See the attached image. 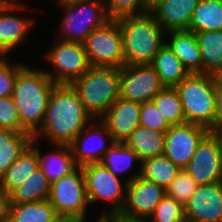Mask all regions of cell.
I'll list each match as a JSON object with an SVG mask.
<instances>
[{
	"label": "cell",
	"instance_id": "1",
	"mask_svg": "<svg viewBox=\"0 0 222 222\" xmlns=\"http://www.w3.org/2000/svg\"><path fill=\"white\" fill-rule=\"evenodd\" d=\"M93 119L70 84H56L48 99L43 124L33 138L48 144L70 145Z\"/></svg>",
	"mask_w": 222,
	"mask_h": 222
},
{
	"label": "cell",
	"instance_id": "2",
	"mask_svg": "<svg viewBox=\"0 0 222 222\" xmlns=\"http://www.w3.org/2000/svg\"><path fill=\"white\" fill-rule=\"evenodd\" d=\"M25 59L26 64L17 73L12 98L18 110L21 132L34 135L43 124L48 99L56 83L36 65L37 62L29 64L27 55Z\"/></svg>",
	"mask_w": 222,
	"mask_h": 222
},
{
	"label": "cell",
	"instance_id": "3",
	"mask_svg": "<svg viewBox=\"0 0 222 222\" xmlns=\"http://www.w3.org/2000/svg\"><path fill=\"white\" fill-rule=\"evenodd\" d=\"M123 39L124 65L152 64L166 44V31L148 11L116 18Z\"/></svg>",
	"mask_w": 222,
	"mask_h": 222
},
{
	"label": "cell",
	"instance_id": "4",
	"mask_svg": "<svg viewBox=\"0 0 222 222\" xmlns=\"http://www.w3.org/2000/svg\"><path fill=\"white\" fill-rule=\"evenodd\" d=\"M216 78L204 73L188 74L175 89L181 100L186 123L211 131L216 116Z\"/></svg>",
	"mask_w": 222,
	"mask_h": 222
},
{
	"label": "cell",
	"instance_id": "5",
	"mask_svg": "<svg viewBox=\"0 0 222 222\" xmlns=\"http://www.w3.org/2000/svg\"><path fill=\"white\" fill-rule=\"evenodd\" d=\"M120 79L121 68L91 66L70 85L93 118L100 119L120 97Z\"/></svg>",
	"mask_w": 222,
	"mask_h": 222
},
{
	"label": "cell",
	"instance_id": "6",
	"mask_svg": "<svg viewBox=\"0 0 222 222\" xmlns=\"http://www.w3.org/2000/svg\"><path fill=\"white\" fill-rule=\"evenodd\" d=\"M29 2L31 3L30 0H14L0 3V52L5 57H22L24 47H29L27 44L31 38L29 33L34 34L36 31L34 29H38L36 24L41 22L38 20L40 14L33 16L31 11L37 13L39 7L36 8Z\"/></svg>",
	"mask_w": 222,
	"mask_h": 222
},
{
	"label": "cell",
	"instance_id": "7",
	"mask_svg": "<svg viewBox=\"0 0 222 222\" xmlns=\"http://www.w3.org/2000/svg\"><path fill=\"white\" fill-rule=\"evenodd\" d=\"M61 10L60 22L53 26L55 38L83 43L94 29L110 20L103 1H81L74 3L49 0ZM56 3V4H55ZM63 15V16H62Z\"/></svg>",
	"mask_w": 222,
	"mask_h": 222
},
{
	"label": "cell",
	"instance_id": "8",
	"mask_svg": "<svg viewBox=\"0 0 222 222\" xmlns=\"http://www.w3.org/2000/svg\"><path fill=\"white\" fill-rule=\"evenodd\" d=\"M82 170L93 214L119 215L126 200L127 182L101 163L86 164Z\"/></svg>",
	"mask_w": 222,
	"mask_h": 222
},
{
	"label": "cell",
	"instance_id": "9",
	"mask_svg": "<svg viewBox=\"0 0 222 222\" xmlns=\"http://www.w3.org/2000/svg\"><path fill=\"white\" fill-rule=\"evenodd\" d=\"M37 61L56 84H71L91 67L83 43L53 38ZM46 50V51H45ZM45 65V66H44ZM48 69V70H47Z\"/></svg>",
	"mask_w": 222,
	"mask_h": 222
},
{
	"label": "cell",
	"instance_id": "10",
	"mask_svg": "<svg viewBox=\"0 0 222 222\" xmlns=\"http://www.w3.org/2000/svg\"><path fill=\"white\" fill-rule=\"evenodd\" d=\"M48 201L60 218L84 220L94 215L87 197L84 173L79 166L51 183Z\"/></svg>",
	"mask_w": 222,
	"mask_h": 222
},
{
	"label": "cell",
	"instance_id": "11",
	"mask_svg": "<svg viewBox=\"0 0 222 222\" xmlns=\"http://www.w3.org/2000/svg\"><path fill=\"white\" fill-rule=\"evenodd\" d=\"M90 66H124L123 39L116 19L108 20L102 27L94 29L83 42Z\"/></svg>",
	"mask_w": 222,
	"mask_h": 222
},
{
	"label": "cell",
	"instance_id": "12",
	"mask_svg": "<svg viewBox=\"0 0 222 222\" xmlns=\"http://www.w3.org/2000/svg\"><path fill=\"white\" fill-rule=\"evenodd\" d=\"M115 143L106 125L94 118L72 141L70 148L77 166L100 163Z\"/></svg>",
	"mask_w": 222,
	"mask_h": 222
},
{
	"label": "cell",
	"instance_id": "13",
	"mask_svg": "<svg viewBox=\"0 0 222 222\" xmlns=\"http://www.w3.org/2000/svg\"><path fill=\"white\" fill-rule=\"evenodd\" d=\"M184 169L199 185L222 181V153L213 132L209 131L203 137Z\"/></svg>",
	"mask_w": 222,
	"mask_h": 222
},
{
	"label": "cell",
	"instance_id": "14",
	"mask_svg": "<svg viewBox=\"0 0 222 222\" xmlns=\"http://www.w3.org/2000/svg\"><path fill=\"white\" fill-rule=\"evenodd\" d=\"M165 194L163 187L139 175L127 183L126 200L119 216L122 219H148Z\"/></svg>",
	"mask_w": 222,
	"mask_h": 222
},
{
	"label": "cell",
	"instance_id": "15",
	"mask_svg": "<svg viewBox=\"0 0 222 222\" xmlns=\"http://www.w3.org/2000/svg\"><path fill=\"white\" fill-rule=\"evenodd\" d=\"M163 87L151 64L124 65L121 68V98L139 103L149 102Z\"/></svg>",
	"mask_w": 222,
	"mask_h": 222
},
{
	"label": "cell",
	"instance_id": "16",
	"mask_svg": "<svg viewBox=\"0 0 222 222\" xmlns=\"http://www.w3.org/2000/svg\"><path fill=\"white\" fill-rule=\"evenodd\" d=\"M208 132L207 128L191 123L170 126L165 132L163 154L180 169H184Z\"/></svg>",
	"mask_w": 222,
	"mask_h": 222
},
{
	"label": "cell",
	"instance_id": "17",
	"mask_svg": "<svg viewBox=\"0 0 222 222\" xmlns=\"http://www.w3.org/2000/svg\"><path fill=\"white\" fill-rule=\"evenodd\" d=\"M184 208L187 221L222 222V181L198 185Z\"/></svg>",
	"mask_w": 222,
	"mask_h": 222
},
{
	"label": "cell",
	"instance_id": "18",
	"mask_svg": "<svg viewBox=\"0 0 222 222\" xmlns=\"http://www.w3.org/2000/svg\"><path fill=\"white\" fill-rule=\"evenodd\" d=\"M141 103L118 97L100 118L115 142L124 143L140 126Z\"/></svg>",
	"mask_w": 222,
	"mask_h": 222
},
{
	"label": "cell",
	"instance_id": "19",
	"mask_svg": "<svg viewBox=\"0 0 222 222\" xmlns=\"http://www.w3.org/2000/svg\"><path fill=\"white\" fill-rule=\"evenodd\" d=\"M42 143V141L33 138L30 146L37 153L39 160L38 168L50 183L68 175L78 167L75 163L70 145L51 143H44L45 145H42ZM46 145L50 148H47ZM43 146L48 149L46 152Z\"/></svg>",
	"mask_w": 222,
	"mask_h": 222
},
{
	"label": "cell",
	"instance_id": "20",
	"mask_svg": "<svg viewBox=\"0 0 222 222\" xmlns=\"http://www.w3.org/2000/svg\"><path fill=\"white\" fill-rule=\"evenodd\" d=\"M200 0H156L149 12L166 31L188 30L191 16Z\"/></svg>",
	"mask_w": 222,
	"mask_h": 222
},
{
	"label": "cell",
	"instance_id": "21",
	"mask_svg": "<svg viewBox=\"0 0 222 222\" xmlns=\"http://www.w3.org/2000/svg\"><path fill=\"white\" fill-rule=\"evenodd\" d=\"M166 44L180 59L189 74L202 73L201 51L194 32L190 30L168 31Z\"/></svg>",
	"mask_w": 222,
	"mask_h": 222
},
{
	"label": "cell",
	"instance_id": "22",
	"mask_svg": "<svg viewBox=\"0 0 222 222\" xmlns=\"http://www.w3.org/2000/svg\"><path fill=\"white\" fill-rule=\"evenodd\" d=\"M100 163L127 183L134 180L141 172V160L125 143L115 142L104 154Z\"/></svg>",
	"mask_w": 222,
	"mask_h": 222
},
{
	"label": "cell",
	"instance_id": "23",
	"mask_svg": "<svg viewBox=\"0 0 222 222\" xmlns=\"http://www.w3.org/2000/svg\"><path fill=\"white\" fill-rule=\"evenodd\" d=\"M201 51L202 73L220 77L222 75V30L195 33Z\"/></svg>",
	"mask_w": 222,
	"mask_h": 222
},
{
	"label": "cell",
	"instance_id": "24",
	"mask_svg": "<svg viewBox=\"0 0 222 222\" xmlns=\"http://www.w3.org/2000/svg\"><path fill=\"white\" fill-rule=\"evenodd\" d=\"M124 143L142 161L149 157L163 155L165 132H158L144 126H138Z\"/></svg>",
	"mask_w": 222,
	"mask_h": 222
},
{
	"label": "cell",
	"instance_id": "25",
	"mask_svg": "<svg viewBox=\"0 0 222 222\" xmlns=\"http://www.w3.org/2000/svg\"><path fill=\"white\" fill-rule=\"evenodd\" d=\"M151 65L164 87H175L189 74L167 44L159 49Z\"/></svg>",
	"mask_w": 222,
	"mask_h": 222
},
{
	"label": "cell",
	"instance_id": "26",
	"mask_svg": "<svg viewBox=\"0 0 222 222\" xmlns=\"http://www.w3.org/2000/svg\"><path fill=\"white\" fill-rule=\"evenodd\" d=\"M33 135L0 128V178L30 146Z\"/></svg>",
	"mask_w": 222,
	"mask_h": 222
},
{
	"label": "cell",
	"instance_id": "27",
	"mask_svg": "<svg viewBox=\"0 0 222 222\" xmlns=\"http://www.w3.org/2000/svg\"><path fill=\"white\" fill-rule=\"evenodd\" d=\"M39 167L36 151L29 146L0 178V186L8 193L22 183Z\"/></svg>",
	"mask_w": 222,
	"mask_h": 222
},
{
	"label": "cell",
	"instance_id": "28",
	"mask_svg": "<svg viewBox=\"0 0 222 222\" xmlns=\"http://www.w3.org/2000/svg\"><path fill=\"white\" fill-rule=\"evenodd\" d=\"M188 30L194 33L222 30V0H200Z\"/></svg>",
	"mask_w": 222,
	"mask_h": 222
},
{
	"label": "cell",
	"instance_id": "29",
	"mask_svg": "<svg viewBox=\"0 0 222 222\" xmlns=\"http://www.w3.org/2000/svg\"><path fill=\"white\" fill-rule=\"evenodd\" d=\"M51 183L37 168L23 183L10 193L11 204L47 200Z\"/></svg>",
	"mask_w": 222,
	"mask_h": 222
},
{
	"label": "cell",
	"instance_id": "30",
	"mask_svg": "<svg viewBox=\"0 0 222 222\" xmlns=\"http://www.w3.org/2000/svg\"><path fill=\"white\" fill-rule=\"evenodd\" d=\"M60 217L47 200L11 204L8 222H57Z\"/></svg>",
	"mask_w": 222,
	"mask_h": 222
},
{
	"label": "cell",
	"instance_id": "31",
	"mask_svg": "<svg viewBox=\"0 0 222 222\" xmlns=\"http://www.w3.org/2000/svg\"><path fill=\"white\" fill-rule=\"evenodd\" d=\"M181 169L167 156L149 157L141 161L140 176L166 189Z\"/></svg>",
	"mask_w": 222,
	"mask_h": 222
},
{
	"label": "cell",
	"instance_id": "32",
	"mask_svg": "<svg viewBox=\"0 0 222 222\" xmlns=\"http://www.w3.org/2000/svg\"><path fill=\"white\" fill-rule=\"evenodd\" d=\"M151 101L170 126L186 123L181 100L175 87H163Z\"/></svg>",
	"mask_w": 222,
	"mask_h": 222
},
{
	"label": "cell",
	"instance_id": "33",
	"mask_svg": "<svg viewBox=\"0 0 222 222\" xmlns=\"http://www.w3.org/2000/svg\"><path fill=\"white\" fill-rule=\"evenodd\" d=\"M148 220L150 222H183L186 220L184 205L165 194Z\"/></svg>",
	"mask_w": 222,
	"mask_h": 222
},
{
	"label": "cell",
	"instance_id": "34",
	"mask_svg": "<svg viewBox=\"0 0 222 222\" xmlns=\"http://www.w3.org/2000/svg\"><path fill=\"white\" fill-rule=\"evenodd\" d=\"M198 185L185 169H181L165 191L166 195L185 205L197 190Z\"/></svg>",
	"mask_w": 222,
	"mask_h": 222
},
{
	"label": "cell",
	"instance_id": "35",
	"mask_svg": "<svg viewBox=\"0 0 222 222\" xmlns=\"http://www.w3.org/2000/svg\"><path fill=\"white\" fill-rule=\"evenodd\" d=\"M17 58L6 57L0 63V97L12 96L17 73L26 64L23 57Z\"/></svg>",
	"mask_w": 222,
	"mask_h": 222
},
{
	"label": "cell",
	"instance_id": "36",
	"mask_svg": "<svg viewBox=\"0 0 222 222\" xmlns=\"http://www.w3.org/2000/svg\"><path fill=\"white\" fill-rule=\"evenodd\" d=\"M110 19L149 11L146 0H103Z\"/></svg>",
	"mask_w": 222,
	"mask_h": 222
},
{
	"label": "cell",
	"instance_id": "37",
	"mask_svg": "<svg viewBox=\"0 0 222 222\" xmlns=\"http://www.w3.org/2000/svg\"><path fill=\"white\" fill-rule=\"evenodd\" d=\"M140 126L158 132H166L170 128V125L152 101L141 103Z\"/></svg>",
	"mask_w": 222,
	"mask_h": 222
},
{
	"label": "cell",
	"instance_id": "38",
	"mask_svg": "<svg viewBox=\"0 0 222 222\" xmlns=\"http://www.w3.org/2000/svg\"><path fill=\"white\" fill-rule=\"evenodd\" d=\"M0 128L21 132V122L12 96L0 97Z\"/></svg>",
	"mask_w": 222,
	"mask_h": 222
},
{
	"label": "cell",
	"instance_id": "39",
	"mask_svg": "<svg viewBox=\"0 0 222 222\" xmlns=\"http://www.w3.org/2000/svg\"><path fill=\"white\" fill-rule=\"evenodd\" d=\"M216 116L213 129H222V81L216 78Z\"/></svg>",
	"mask_w": 222,
	"mask_h": 222
},
{
	"label": "cell",
	"instance_id": "40",
	"mask_svg": "<svg viewBox=\"0 0 222 222\" xmlns=\"http://www.w3.org/2000/svg\"><path fill=\"white\" fill-rule=\"evenodd\" d=\"M10 206V193L0 186V222H8Z\"/></svg>",
	"mask_w": 222,
	"mask_h": 222
},
{
	"label": "cell",
	"instance_id": "41",
	"mask_svg": "<svg viewBox=\"0 0 222 222\" xmlns=\"http://www.w3.org/2000/svg\"><path fill=\"white\" fill-rule=\"evenodd\" d=\"M81 222H122V218L119 215L97 214L96 216L94 214L93 216L81 220Z\"/></svg>",
	"mask_w": 222,
	"mask_h": 222
},
{
	"label": "cell",
	"instance_id": "42",
	"mask_svg": "<svg viewBox=\"0 0 222 222\" xmlns=\"http://www.w3.org/2000/svg\"><path fill=\"white\" fill-rule=\"evenodd\" d=\"M211 132H213L220 143L221 153H222V129H212Z\"/></svg>",
	"mask_w": 222,
	"mask_h": 222
},
{
	"label": "cell",
	"instance_id": "43",
	"mask_svg": "<svg viewBox=\"0 0 222 222\" xmlns=\"http://www.w3.org/2000/svg\"><path fill=\"white\" fill-rule=\"evenodd\" d=\"M56 2H63V3H74V2H81V1H103V0H55Z\"/></svg>",
	"mask_w": 222,
	"mask_h": 222
},
{
	"label": "cell",
	"instance_id": "44",
	"mask_svg": "<svg viewBox=\"0 0 222 222\" xmlns=\"http://www.w3.org/2000/svg\"><path fill=\"white\" fill-rule=\"evenodd\" d=\"M122 222H150L148 219H122Z\"/></svg>",
	"mask_w": 222,
	"mask_h": 222
},
{
	"label": "cell",
	"instance_id": "45",
	"mask_svg": "<svg viewBox=\"0 0 222 222\" xmlns=\"http://www.w3.org/2000/svg\"><path fill=\"white\" fill-rule=\"evenodd\" d=\"M57 222H81V220L60 218Z\"/></svg>",
	"mask_w": 222,
	"mask_h": 222
},
{
	"label": "cell",
	"instance_id": "46",
	"mask_svg": "<svg viewBox=\"0 0 222 222\" xmlns=\"http://www.w3.org/2000/svg\"><path fill=\"white\" fill-rule=\"evenodd\" d=\"M6 57L3 56V54L0 52V63L5 59Z\"/></svg>",
	"mask_w": 222,
	"mask_h": 222
},
{
	"label": "cell",
	"instance_id": "47",
	"mask_svg": "<svg viewBox=\"0 0 222 222\" xmlns=\"http://www.w3.org/2000/svg\"><path fill=\"white\" fill-rule=\"evenodd\" d=\"M147 4L150 6L152 3H154L156 0H146Z\"/></svg>",
	"mask_w": 222,
	"mask_h": 222
},
{
	"label": "cell",
	"instance_id": "48",
	"mask_svg": "<svg viewBox=\"0 0 222 222\" xmlns=\"http://www.w3.org/2000/svg\"><path fill=\"white\" fill-rule=\"evenodd\" d=\"M14 0H0V3L12 2Z\"/></svg>",
	"mask_w": 222,
	"mask_h": 222
}]
</instances>
